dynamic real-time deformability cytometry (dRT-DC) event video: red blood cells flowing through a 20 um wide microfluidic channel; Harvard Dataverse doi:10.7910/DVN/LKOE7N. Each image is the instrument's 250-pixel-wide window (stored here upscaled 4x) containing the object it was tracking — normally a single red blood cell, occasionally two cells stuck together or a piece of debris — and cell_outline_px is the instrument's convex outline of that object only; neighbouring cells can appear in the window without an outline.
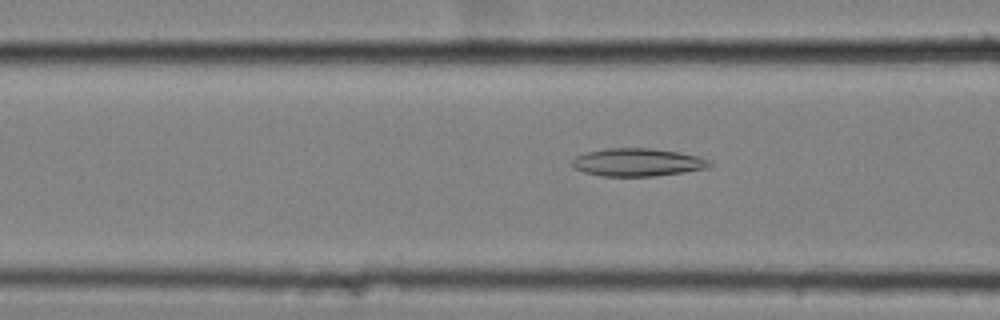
{"species": "common noctule bat (a hibernating species)", "species_latin": "Nyctalus noctula", "temperature_condition": "cold", "stored_images_in_passage": 58, "camera_frame_rate_fps": 3000, "um_per_image_px": 0.085, "animal": {"sex": "female", "body_mass_g": 25.1}, "frame": {"image": 1, "passage_image": 24, "time_ms": 7.667, "image_size_px": [1000, 320], "cell_outline_px": [[712, 164], [704, 168], [684, 172], [656, 176], [600, 176], [584, 172], [576, 168], [572, 164], [572, 160], [576, 156], [584, 152], [604, 148], [652, 148], [700, 156], [712, 160]], "centroid_in_image_um": [54.18, 13.79], "position_along_channel_um": 112.4, "area_um2": 22.43}}
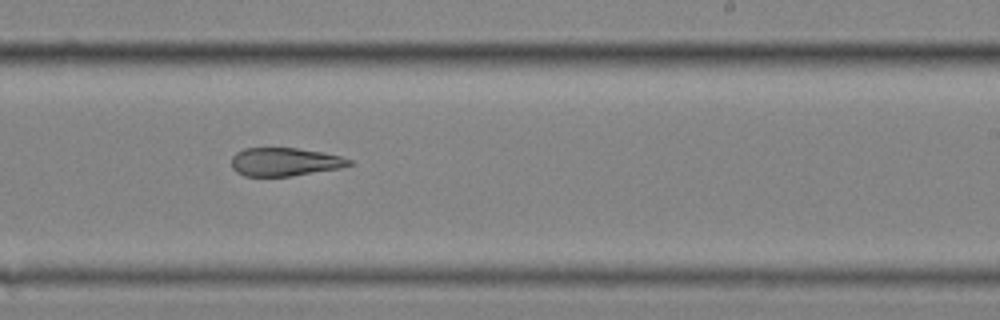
{"frame": {"image": 2, "passage_image": 37, "time_ms": 12.0, "image_size_px": [1000, 320], "cell_outline_px": [[352, 164], [340, 168], [292, 176], [244, 176], [236, 172], [232, 168], [232, 156], [236, 152], [244, 148], [296, 148], [320, 152], [340, 156], [352, 160]], "centroid_in_image_um": [24.17, 13.76], "position_along_channel_um": 264.8, "area_um2": 19.36}}
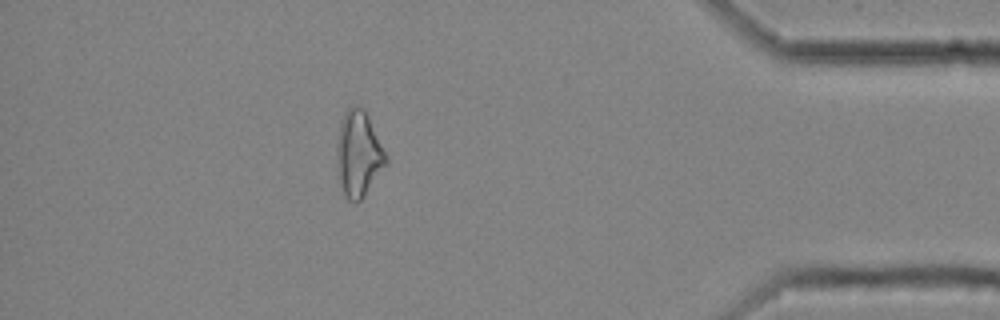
{"frame": {"image": 3, "passage_image": 52, "time_ms": 17.0, "image_size_px": [1000, 320], "cell_outline_px": [[388, 164], [360, 200], [356, 204], [348, 200], [344, 196], [336, 176], [336, 144], [340, 124], [344, 112], [352, 104], [364, 108], [388, 156]], "centroid_in_image_um": [30.45, 13.1], "position_along_channel_um": 404.7, "area_um2": 25.2}, "authors_computed_cell_mechanics": {"area_um2": 23.4957, "velocity_mm_per_s": 3.5184, "shape_relaxation_time_tau1_ms": null, "shape_relaxation_time_tau2_ms": 6.0273, "deformation_change_tau1": null, "deformation_change_tau2": 0.1628}}